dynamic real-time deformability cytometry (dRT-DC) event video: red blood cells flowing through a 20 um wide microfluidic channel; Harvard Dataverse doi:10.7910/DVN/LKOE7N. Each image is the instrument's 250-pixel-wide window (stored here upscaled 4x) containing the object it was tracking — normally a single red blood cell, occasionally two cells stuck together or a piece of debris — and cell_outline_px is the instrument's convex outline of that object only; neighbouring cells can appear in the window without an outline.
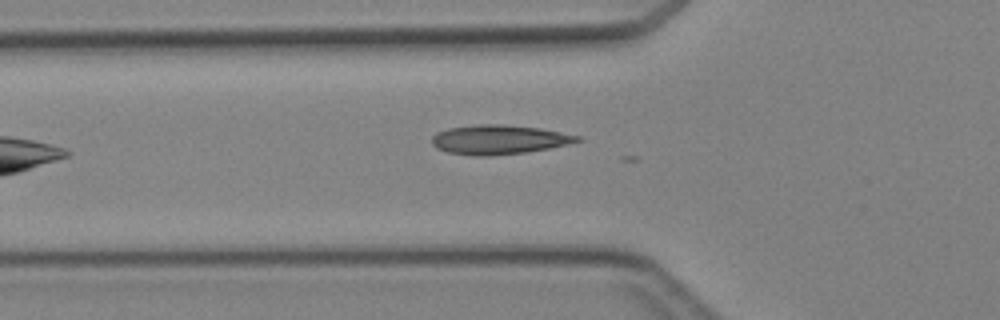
{"species": "Egyptian fruit bat (a non-hibernating species)", "species_latin": "Rousettus aegyptiacus", "temperature_condition": "cold", "stored_images_in_passage": 5, "camera_frame_rate_fps": 3000, "um_per_image_px": 0.085, "animal": {"sex": "female"}, "frame": {"image": 1, "passage_image": 5, "time_ms": 5.667, "image_size_px": [1000, 320], "cell_outline_px": [[584, 140], [568, 144], [528, 152], [484, 156], [480, 156], [448, 152], [436, 148], [432, 144], [432, 136], [436, 132], [448, 128], [480, 124], [500, 124], [540, 128], [580, 136]], "centroid_in_image_um": [42.41, 11.86], "position_along_channel_um": 83.4, "area_um2": 24.74}}